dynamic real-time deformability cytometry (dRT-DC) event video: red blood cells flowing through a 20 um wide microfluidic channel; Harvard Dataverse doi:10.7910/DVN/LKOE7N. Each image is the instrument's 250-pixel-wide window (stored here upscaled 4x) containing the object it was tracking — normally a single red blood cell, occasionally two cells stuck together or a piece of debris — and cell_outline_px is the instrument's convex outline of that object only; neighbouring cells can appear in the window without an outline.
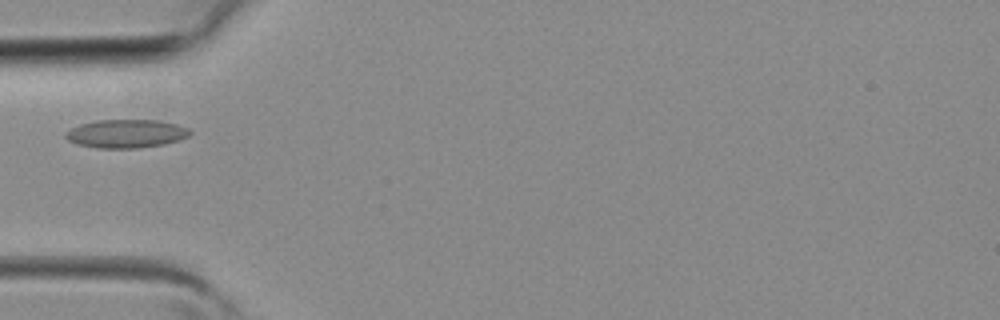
{"species": "common noctule bat (a hibernating species)", "species_latin": "Nyctalus noctula", "temperature_condition": "room temperature", "stored_images_in_passage": 2, "camera_frame_rate_fps": 3000, "um_per_image_px": 0.085, "animal": {"sex": "female", "body_mass_g": 19.3, "forearm_length_mm": 54.1}, "frame": {"image": 1, "passage_image": 2, "time_ms": 0.333, "image_size_px": [1000, 320], "cell_outline_px": [[192, 132], [188, 136], [180, 140], [164, 144], [136, 148], [96, 148], [76, 144], [68, 140], [64, 136], [64, 132], [80, 124], [96, 120], [156, 120], [176, 124], [188, 128]], "centroid_in_image_um": [10.7, 11.36], "position_along_channel_um": 74.3, "area_um2": 20.63}}